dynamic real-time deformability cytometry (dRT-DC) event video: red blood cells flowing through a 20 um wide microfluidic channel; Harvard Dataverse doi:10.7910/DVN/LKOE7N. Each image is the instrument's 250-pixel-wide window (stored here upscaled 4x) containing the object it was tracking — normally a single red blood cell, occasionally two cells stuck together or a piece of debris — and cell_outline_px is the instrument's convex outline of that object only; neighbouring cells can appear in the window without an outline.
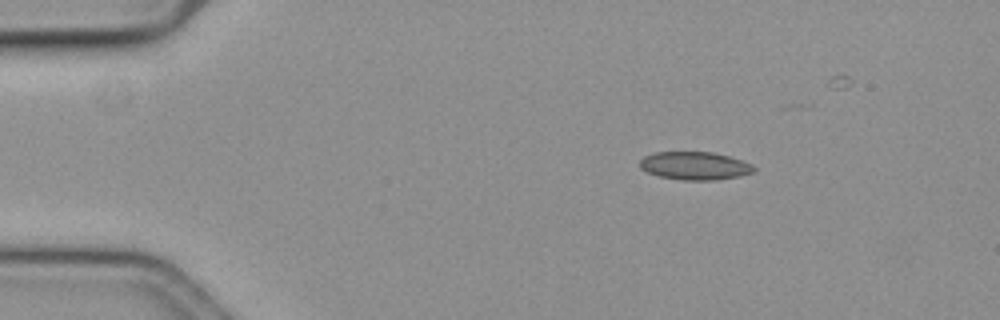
{"species": "common noctule bat (a hibernating species)", "species_latin": "Nyctalus noctula", "temperature_condition": "cold", "stored_images_in_passage": 16, "camera_frame_rate_fps": 3000, "um_per_image_px": 0.085, "animal": {"sex": "female", "body_mass_g": 19.3, "forearm_length_mm": 54.1}, "frame": {"image": 1, "passage_image": 1, "time_ms": 0.0, "image_size_px": [1000, 320], "cell_outline_px": [[756, 168], [752, 172], [740, 176], [716, 180], [684, 180], [660, 176], [648, 172], [640, 168], [640, 160], [644, 156], [656, 152], [712, 152], [728, 156], [752, 164]], "centroid_in_image_um": [59.06, 14.09], "position_along_channel_um": 25.9, "area_um2": 18.5}}
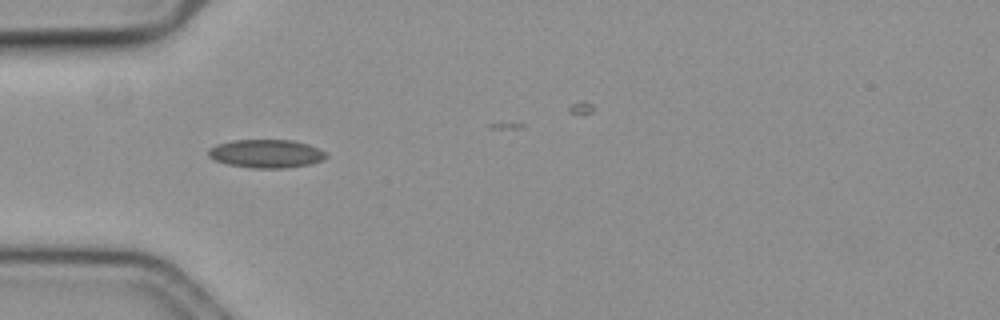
{"frame": {"image": 2, "passage_image": 10, "time_ms": 3.0, "image_size_px": [1000, 320], "cell_outline_px": [[328, 156], [324, 160], [308, 164], [288, 168], [252, 168], [228, 164], [216, 160], [208, 156], [208, 148], [216, 144], [232, 140], [292, 140], [308, 144], [324, 152]], "centroid_in_image_um": [22.61, 13.06], "position_along_channel_um": 62.4, "area_um2": 19.42}}
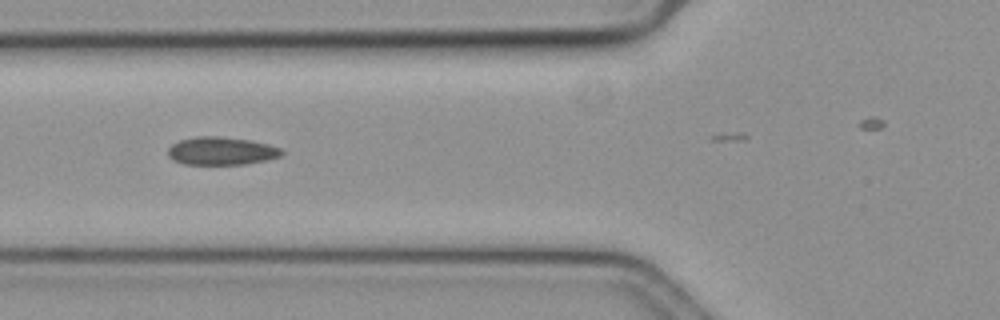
{"frame": {"image": 3, "passage_image": 14, "time_ms": 4.333, "image_size_px": [1000, 320], "cell_outline_px": [[284, 152], [280, 156], [268, 160], [244, 164], [184, 164], [172, 160], [168, 156], [168, 148], [172, 144], [180, 140], [196, 136], [220, 136], [252, 140], [268, 144], [280, 148]], "centroid_in_image_um": [18.81, 12.83], "position_along_channel_um": 107.0, "area_um2": 18.67}}